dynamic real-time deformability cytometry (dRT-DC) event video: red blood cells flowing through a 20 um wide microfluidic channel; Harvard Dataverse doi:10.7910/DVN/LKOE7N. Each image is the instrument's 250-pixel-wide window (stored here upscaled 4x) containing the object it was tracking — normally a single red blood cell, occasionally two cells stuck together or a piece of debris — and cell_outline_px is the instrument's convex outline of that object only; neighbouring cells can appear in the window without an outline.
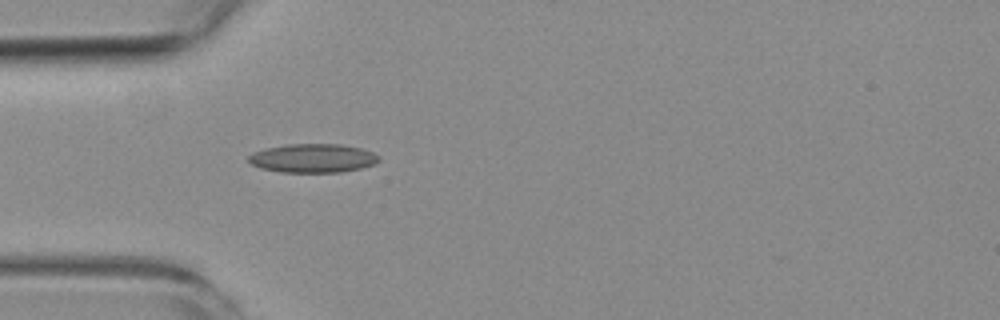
{"species": "common noctule bat (a hibernating species)", "species_latin": "Nyctalus noctula", "temperature_condition": "room temperature", "stored_images_in_passage": 1, "camera_frame_rate_fps": 3000, "um_per_image_px": 0.085, "animal": {"sex": "female", "body_mass_g": 19.3, "forearm_length_mm": 54.1}, "frame": {"image": 1, "passage_image": 1, "time_ms": 0.0, "image_size_px": [1000, 320], "cell_outline_px": [[380, 160], [376, 164], [360, 168], [340, 172], [280, 172], [260, 168], [252, 164], [248, 160], [248, 156], [252, 152], [264, 148], [288, 144], [340, 144], [360, 148], [372, 152], [380, 156]], "centroid_in_image_um": [26.58, 13.44], "position_along_channel_um": 58.4, "area_um2": 21.96}}